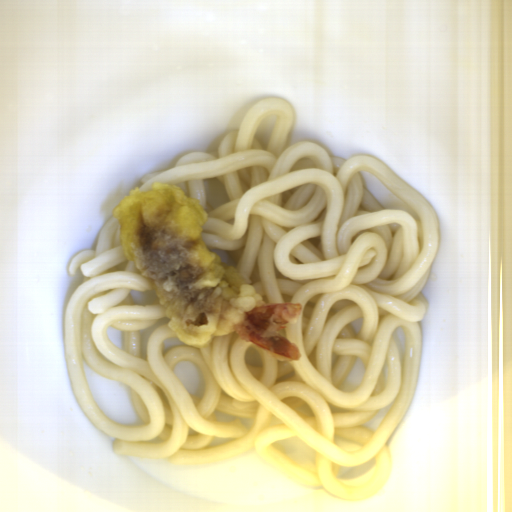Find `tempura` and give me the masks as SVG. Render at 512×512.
Here are the masks:
<instances>
[{
  "mask_svg": "<svg viewBox=\"0 0 512 512\" xmlns=\"http://www.w3.org/2000/svg\"><path fill=\"white\" fill-rule=\"evenodd\" d=\"M126 258L143 278L186 346L236 333L280 362H298L297 345L282 331L295 325L302 303H269L201 237L209 213L172 184L139 187L113 208Z\"/></svg>",
  "mask_w": 512,
  "mask_h": 512,
  "instance_id": "1",
  "label": "tempura"
}]
</instances>
